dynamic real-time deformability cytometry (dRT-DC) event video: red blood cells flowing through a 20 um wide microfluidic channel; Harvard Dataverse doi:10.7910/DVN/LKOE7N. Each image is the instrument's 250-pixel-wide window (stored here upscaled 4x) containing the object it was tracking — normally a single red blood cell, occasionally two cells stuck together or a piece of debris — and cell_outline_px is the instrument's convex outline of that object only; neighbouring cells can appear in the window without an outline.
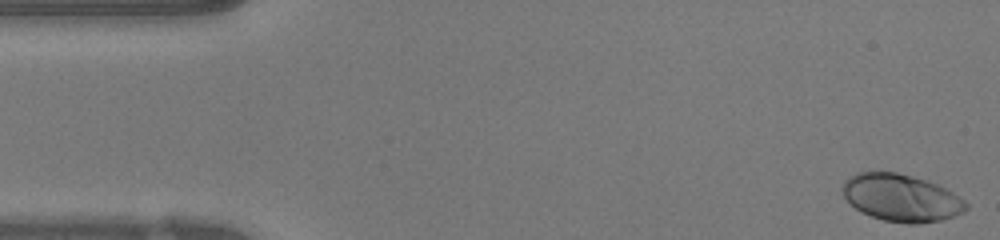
{"species": "human", "species_latin": "Homo sapiens", "temperature_condition": "warm", "stored_images_in_passage": 47, "camera_frame_rate_fps": 3000, "um_per_image_px": 0.085, "donor": {"sex": "female"}, "frame": {"image": 1, "passage_image": 1, "time_ms": 0.0, "image_size_px": [1000, 240], "cell_outline_px": [[968, 208], [964, 212], [940, 220], [920, 224], [908, 224], [884, 220], [860, 212], [844, 196], [840, 188], [844, 180], [848, 176], [856, 172], [896, 172], [912, 176], [936, 184], [960, 196], [968, 204]], "centroid_in_image_um": [76.58, 16.81], "position_along_channel_um": 8.4, "area_um2": 34.04}}
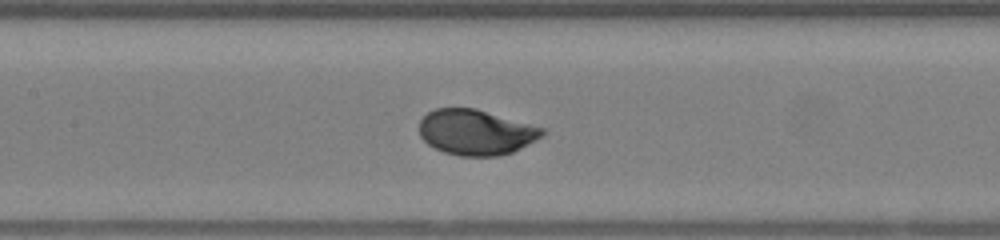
{"frame": {"image": 2, "passage_image": 21, "time_ms": 6.667, "image_size_px": [1000, 240], "cell_outline_px": [[548, 132], [536, 140], [512, 152], [500, 156], [460, 156], [444, 152], [428, 144], [420, 136], [420, 120], [428, 112], [436, 108], [476, 108], [544, 128]], "centroid_in_image_um": [40.47, 11.24], "position_along_channel_um": 166.9, "area_um2": 32.54}}
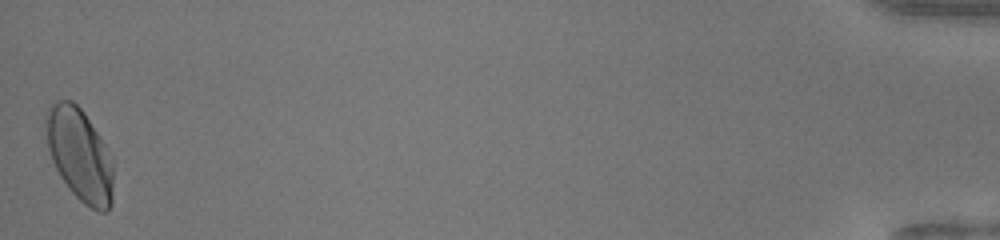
{"frame": {"image": 3, "passage_image": 47, "time_ms": 15.333, "image_size_px": [1000, 240], "cell_outline_px": [[112, 204], [104, 212], [100, 212], [84, 204], [68, 188], [60, 176], [52, 160], [48, 148], [44, 120], [48, 104], [56, 100], [72, 100], [84, 112], [100, 136], [112, 160]], "centroid_in_image_um": [6.74, 13.11], "position_along_channel_um": 428.5, "area_um2": 36.36}, "authors_computed_cell_mechanics": {"area_um2": 32.7726, "velocity_mm_per_s": 4.2493, "shape_relaxation_time_tau1_ms": 2.1801, "shape_relaxation_time_tau2_ms": null, "deformation_change_tau1": 0.1476, "deformation_change_tau2": null}}